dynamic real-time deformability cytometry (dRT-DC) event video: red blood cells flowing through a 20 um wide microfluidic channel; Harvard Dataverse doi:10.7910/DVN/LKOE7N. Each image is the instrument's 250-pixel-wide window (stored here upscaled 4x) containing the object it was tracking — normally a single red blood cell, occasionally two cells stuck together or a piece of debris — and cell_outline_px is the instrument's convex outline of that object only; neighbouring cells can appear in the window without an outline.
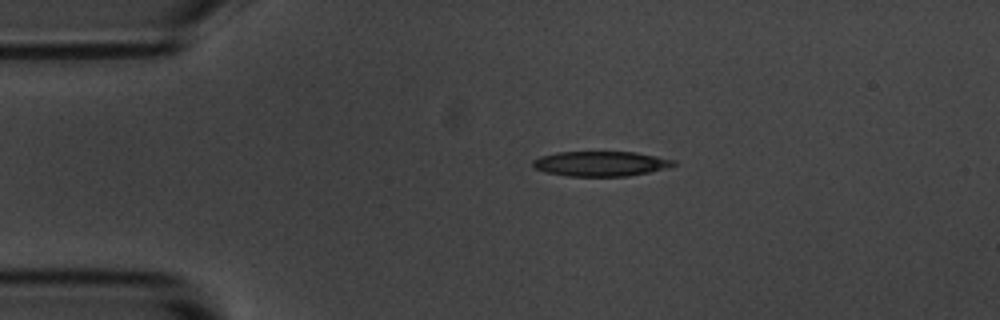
{"species": "common noctule bat (a hibernating species)", "species_latin": "Nyctalus noctula", "temperature_condition": "room temperature", "stored_images_in_passage": 44, "camera_frame_rate_fps": 3000, "um_per_image_px": 0.085, "animal": {"sex": "male", "body_mass_g": 20.1, "forearm_length_mm": 53.5}, "frame": {"image": 1, "passage_image": 1, "time_ms": 0.0, "image_size_px": [1000, 320], "cell_outline_px": [[680, 164], [648, 172], [628, 176], [568, 176], [544, 172], [536, 168], [532, 164], [532, 160], [540, 156], [556, 152], [636, 152], [676, 160]], "centroid_in_image_um": [51.06, 13.91], "position_along_channel_um": 33.9, "area_um2": 20.52}}
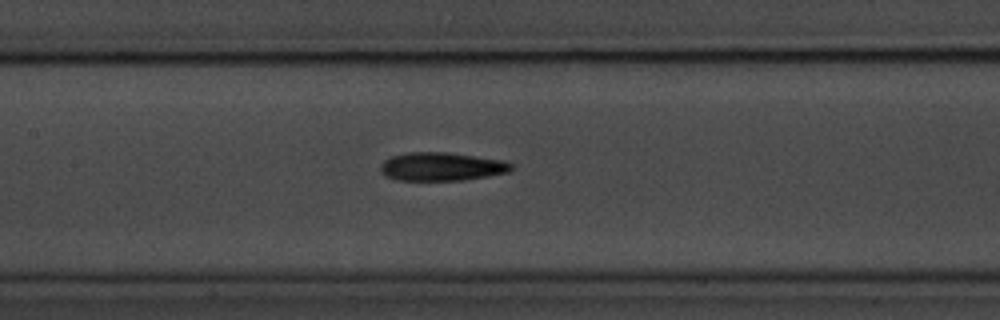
{"frame": {"image": 2, "passage_image": 15, "time_ms": 4.667, "image_size_px": [1000, 320], "cell_outline_px": [[516, 168], [508, 172], [488, 176], [464, 180], [396, 180], [384, 176], [380, 172], [380, 164], [384, 160], [392, 156], [408, 152], [448, 152], [504, 160], [512, 164]], "centroid_in_image_um": [37.53, 14.16], "position_along_channel_um": 169.9, "area_um2": 21.91}}
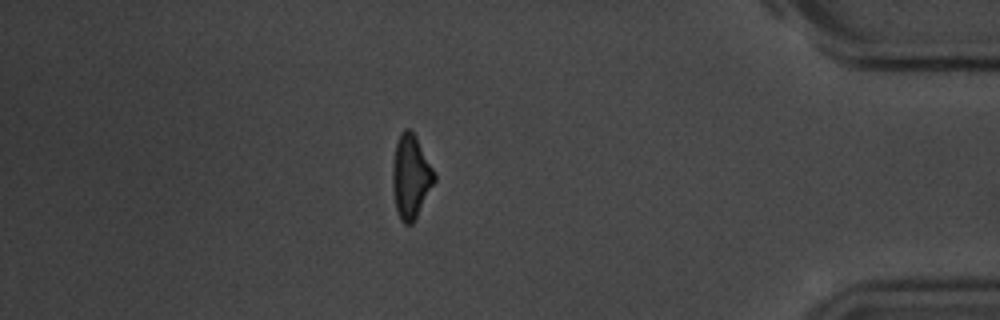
{"frame": {"image": 3, "passage_image": 37, "time_ms": 12.0, "image_size_px": [1000, 320], "cell_outline_px": [[436, 180], [412, 224], [404, 224], [400, 220], [396, 208], [392, 188], [392, 160], [396, 140], [400, 132], [404, 128], [412, 128], [436, 176]], "centroid_in_image_um": [34.89, 14.96], "position_along_channel_um": 400.3, "area_um2": 20.52}, "authors_computed_cell_mechanics": {"area_um2": 21.0392, "velocity_mm_per_s": 3.6828, "shape_relaxation_time_tau1_ms": 2.7407, "shape_relaxation_time_tau2_ms": 5.8854, "deformation_change_tau1": 0.1231, "deformation_change_tau2": 0.178}}